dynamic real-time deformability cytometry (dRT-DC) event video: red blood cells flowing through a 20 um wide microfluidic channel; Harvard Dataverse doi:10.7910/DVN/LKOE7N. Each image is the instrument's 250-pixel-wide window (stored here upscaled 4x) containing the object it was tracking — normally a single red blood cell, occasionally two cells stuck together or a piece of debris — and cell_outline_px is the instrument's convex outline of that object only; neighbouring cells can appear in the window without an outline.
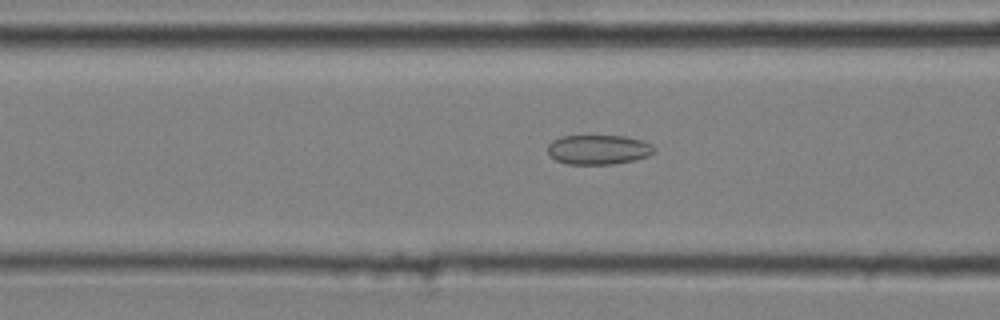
{"species": "common noctule bat (a hibernating species)", "species_latin": "Nyctalus noctula", "temperature_condition": "cold", "stored_images_in_passage": 29, "camera_frame_rate_fps": 3000, "um_per_image_px": 0.085, "animal": {"sex": "male", "body_mass_g": 20.4}, "frame": {"image": 1, "passage_image": 16, "time_ms": 5.0, "image_size_px": [1000, 320], "cell_outline_px": [[656, 152], [648, 156], [632, 160], [612, 164], [568, 164], [556, 160], [548, 152], [548, 144], [552, 140], [560, 136], [624, 136], [644, 140], [652, 144]], "centroid_in_image_um": [50.88, 12.71], "position_along_channel_um": 115.7, "area_um2": 18.38}}
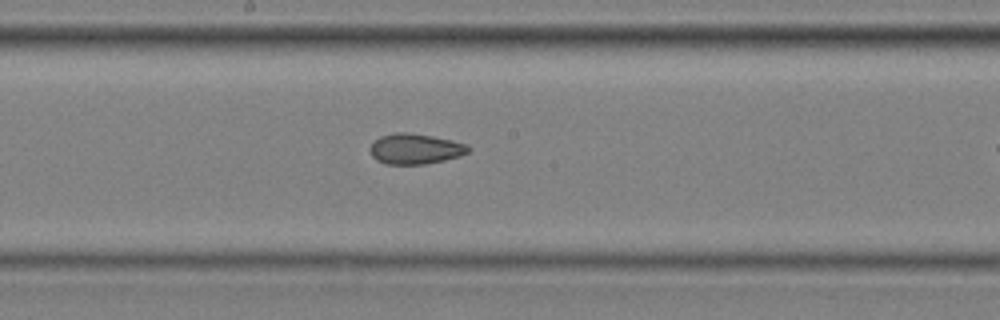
{"frame": {"image": 2, "passage_image": 24, "time_ms": 7.667, "image_size_px": [1000, 320], "cell_outline_px": [[472, 148], [468, 152], [460, 156], [444, 160], [424, 164], [384, 164], [376, 160], [372, 156], [368, 148], [380, 136], [396, 132], [404, 132], [432, 136], [452, 140], [468, 144]], "centroid_in_image_um": [35.3, 12.65], "position_along_channel_um": 212.9, "area_um2": 17.51}}
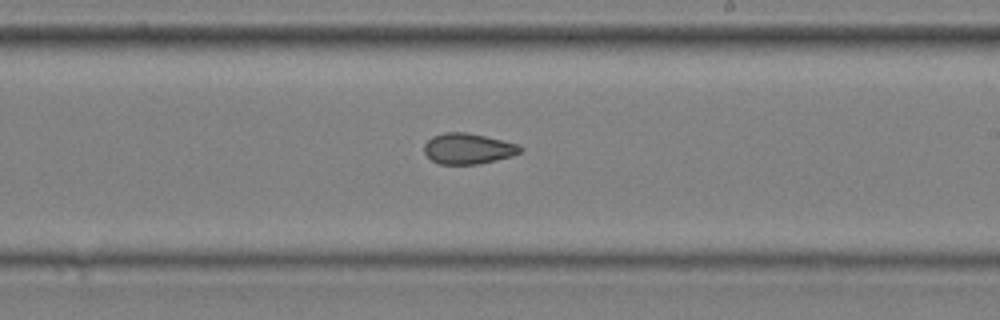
{"frame": {"image": 3, "passage_image": 27, "time_ms": 8.667, "image_size_px": [1000, 320], "cell_outline_px": [[524, 148], [520, 152], [512, 156], [496, 160], [476, 164], [440, 164], [432, 160], [424, 152], [424, 144], [432, 136], [444, 132], [468, 132], [520, 144]], "centroid_in_image_um": [39.8, 12.62], "position_along_channel_um": 249.2, "area_um2": 17.28}}